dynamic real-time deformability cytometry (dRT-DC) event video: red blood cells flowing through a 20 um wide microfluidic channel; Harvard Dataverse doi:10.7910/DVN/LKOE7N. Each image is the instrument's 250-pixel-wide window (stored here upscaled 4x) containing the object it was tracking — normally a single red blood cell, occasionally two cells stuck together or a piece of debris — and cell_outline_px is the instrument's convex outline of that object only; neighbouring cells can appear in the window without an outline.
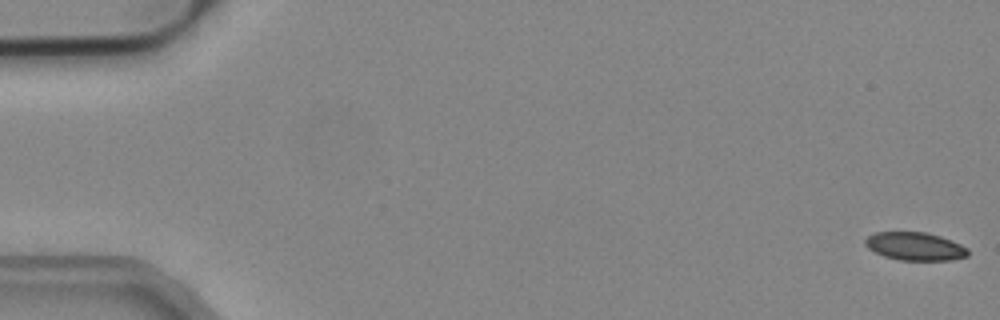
{"species": "common noctule bat (a hibernating species)", "species_latin": "Nyctalus noctula", "temperature_condition": "cold", "stored_images_in_passage": 53, "camera_frame_rate_fps": 3000, "um_per_image_px": 0.085, "animal": {"sex": "male", "body_mass_g": 19.2, "forearm_length_mm": 51.8}, "frame": {"image": 1, "passage_image": 1, "time_ms": 0.0, "image_size_px": [1000, 320], "cell_outline_px": [[968, 256], [952, 260], [900, 260], [884, 256], [868, 248], [864, 244], [864, 240], [868, 236], [876, 232], [924, 232], [940, 236], [952, 240], [968, 248]], "centroid_in_image_um": [77.79, 20.94], "position_along_channel_um": 7.2, "area_um2": 16.82}}
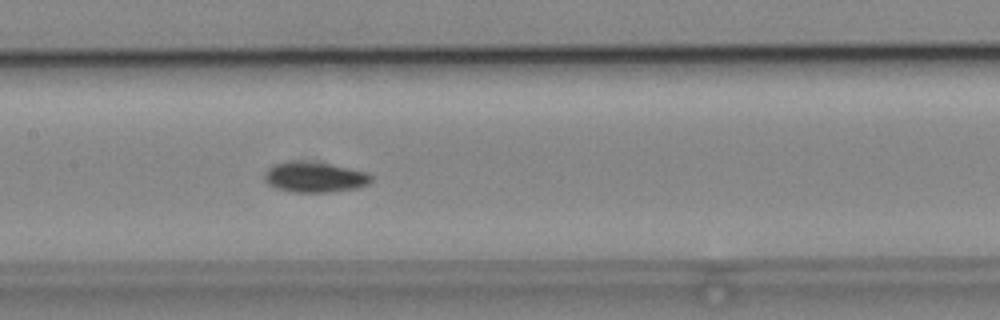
{"frame": {"image": 2, "passage_image": 26, "time_ms": 8.333, "image_size_px": [1000, 320], "cell_outline_px": [[372, 180], [368, 184], [356, 188], [328, 192], [292, 192], [276, 188], [268, 184], [264, 180], [264, 172], [268, 168], [276, 164], [292, 160], [328, 164], [368, 172], [372, 176]], "centroid_in_image_um": [26.72, 15.06], "position_along_channel_um": 180.7, "area_um2": 18.79}}
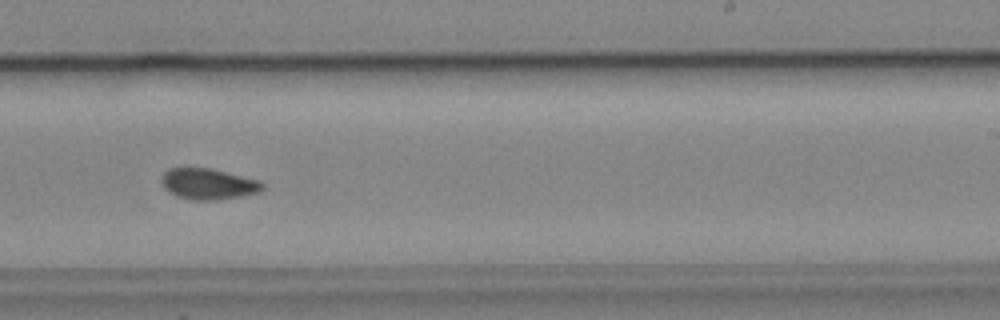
{"frame": {"image": 3, "passage_image": 33, "time_ms": 10.667, "image_size_px": [1000, 320], "cell_outline_px": [[264, 188], [260, 192], [240, 196], [212, 200], [192, 200], [176, 196], [168, 192], [164, 188], [160, 180], [164, 172], [168, 168], [208, 168], [260, 180], [264, 184]], "centroid_in_image_um": [17.68, 15.64], "position_along_channel_um": 271.3, "area_um2": 18.21}, "authors_computed_cell_mechanics": {"area_um2": 18.0914, "velocity_mm_per_s": 3.9054, "shape_relaxation_time_tau1_ms": null, "shape_relaxation_time_tau2_ms": 7.9848, "deformation_change_tau1": null, "deformation_change_tau2": 0.0904}}